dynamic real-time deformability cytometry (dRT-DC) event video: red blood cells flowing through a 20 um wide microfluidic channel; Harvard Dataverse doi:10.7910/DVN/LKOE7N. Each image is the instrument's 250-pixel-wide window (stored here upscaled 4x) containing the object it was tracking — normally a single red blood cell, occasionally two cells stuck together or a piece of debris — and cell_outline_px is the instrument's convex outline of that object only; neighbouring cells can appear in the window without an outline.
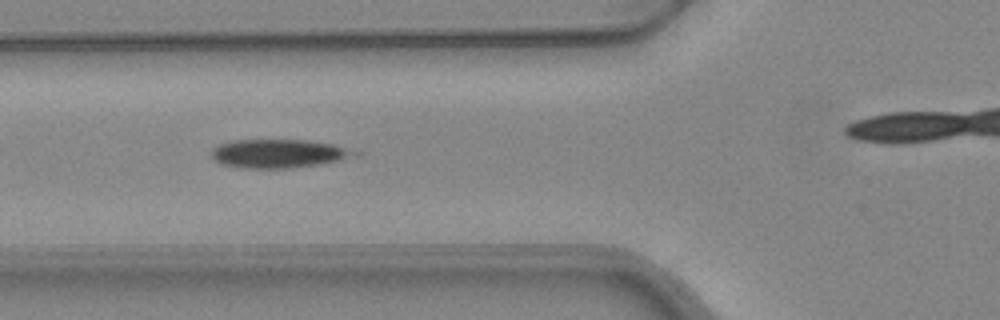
{"species": "common noctule bat (a hibernating species)", "species_latin": "Nyctalus noctula", "temperature_condition": "warm", "stored_images_in_passage": 29, "camera_frame_rate_fps": 3000, "um_per_image_px": 0.085, "animal": {"sex": "female", "body_mass_g": 24.6, "forearm_length_mm": 56.2}, "frame": {"image": 1, "passage_image": 6, "time_ms": 1.667, "image_size_px": [1000, 320], "cell_outline_px": [[364, 152], [336, 160], [320, 164], [292, 168], [244, 168], [220, 164], [212, 160], [212, 148], [220, 144], [236, 140], [308, 140], [332, 144]], "centroid_in_image_um": [23.64, 13.05], "position_along_channel_um": 102.2, "area_um2": 23.76}}
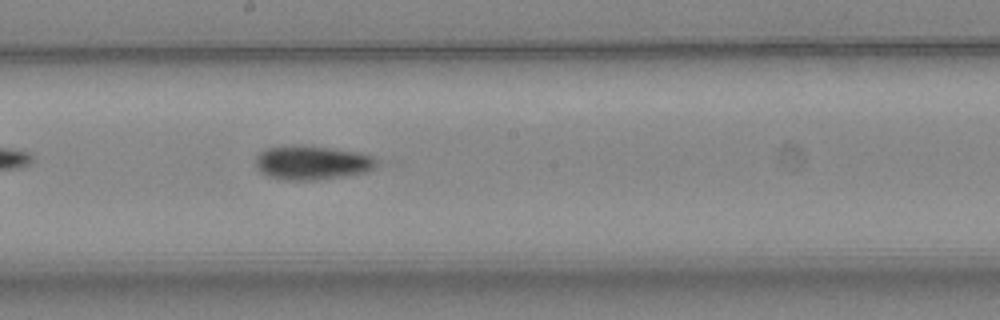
{"frame": {"image": 2, "passage_image": 15, "time_ms": 4.667, "image_size_px": [1000, 320], "cell_outline_px": [[376, 168], [368, 172], [344, 176], [316, 180], [280, 180], [268, 176], [260, 172], [256, 168], [256, 156], [264, 148], [296, 144], [304, 144], [356, 152], [372, 156], [376, 160]], "centroid_in_image_um": [26.48, 13.82], "position_along_channel_um": 221.7, "area_um2": 24.39}}
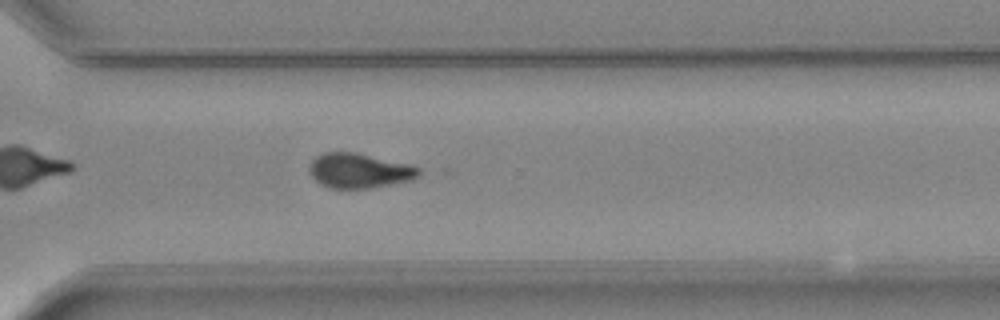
{"frame": {"image": 3, "passage_image": 24, "time_ms": 7.667, "image_size_px": [1000, 320], "cell_outline_px": [[420, 176], [412, 180], [372, 188], [328, 188], [320, 184], [312, 176], [308, 168], [312, 160], [316, 156], [324, 152], [356, 152], [408, 164], [420, 168]], "centroid_in_image_um": [30.53, 14.51], "position_along_channel_um": 340.1, "area_um2": 22.25}}